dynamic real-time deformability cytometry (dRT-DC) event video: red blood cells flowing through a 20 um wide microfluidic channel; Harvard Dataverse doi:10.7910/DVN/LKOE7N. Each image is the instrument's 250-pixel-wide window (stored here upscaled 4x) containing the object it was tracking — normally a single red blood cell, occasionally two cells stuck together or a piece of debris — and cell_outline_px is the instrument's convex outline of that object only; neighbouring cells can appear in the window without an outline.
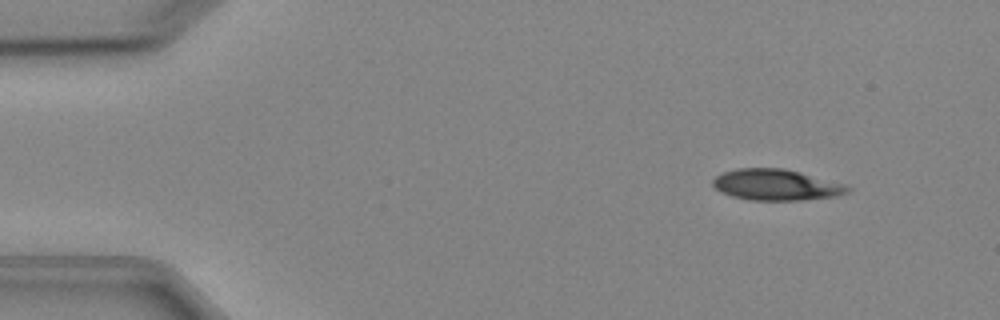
{"species": "Egyptian fruit bat (a non-hibernating species)", "species_latin": "Rousettus aegyptiacus", "temperature_condition": "cold", "stored_images_in_passage": 4, "camera_frame_rate_fps": 3000, "um_per_image_px": 0.085, "animal": {"sex": "female"}, "frame": {"image": 1, "passage_image": 2, "time_ms": 1.333, "image_size_px": [1000, 320], "cell_outline_px": [[852, 188], [848, 192], [836, 196], [804, 200], [748, 200], [732, 196], [720, 192], [712, 184], [712, 180], [716, 176], [724, 172], [736, 168], [784, 168], [800, 172], [844, 184]], "centroid_in_image_um": [65.96, 15.71], "position_along_channel_um": 19.0, "area_um2": 24.39}}